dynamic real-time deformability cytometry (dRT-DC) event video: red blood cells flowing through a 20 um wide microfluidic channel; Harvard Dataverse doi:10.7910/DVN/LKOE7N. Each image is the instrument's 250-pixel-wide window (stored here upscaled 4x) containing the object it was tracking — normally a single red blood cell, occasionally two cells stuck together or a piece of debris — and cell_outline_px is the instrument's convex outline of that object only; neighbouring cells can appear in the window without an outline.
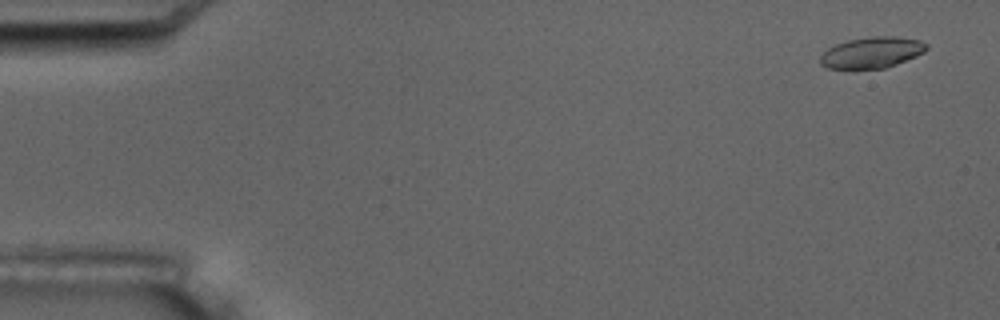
{"species": "common noctule bat (a hibernating species)", "species_latin": "Nyctalus noctula", "temperature_condition": "room temperature", "stored_images_in_passage": 4, "camera_frame_rate_fps": 3000, "um_per_image_px": 0.085, "animal": {"sex": "male", "body_mass_g": 17.5, "forearm_length_mm": 52.3}, "frame": {"image": 1, "passage_image": 1, "time_ms": 0.0, "image_size_px": [1000, 320], "cell_outline_px": [[928, 48], [924, 52], [916, 56], [896, 64], [884, 68], [852, 72], [828, 68], [820, 64], [820, 56], [828, 48], [836, 44], [848, 40], [872, 36], [896, 36], [920, 40], [928, 44]], "centroid_in_image_um": [74.07, 4.51], "position_along_channel_um": 10.9, "area_um2": 19.94}}